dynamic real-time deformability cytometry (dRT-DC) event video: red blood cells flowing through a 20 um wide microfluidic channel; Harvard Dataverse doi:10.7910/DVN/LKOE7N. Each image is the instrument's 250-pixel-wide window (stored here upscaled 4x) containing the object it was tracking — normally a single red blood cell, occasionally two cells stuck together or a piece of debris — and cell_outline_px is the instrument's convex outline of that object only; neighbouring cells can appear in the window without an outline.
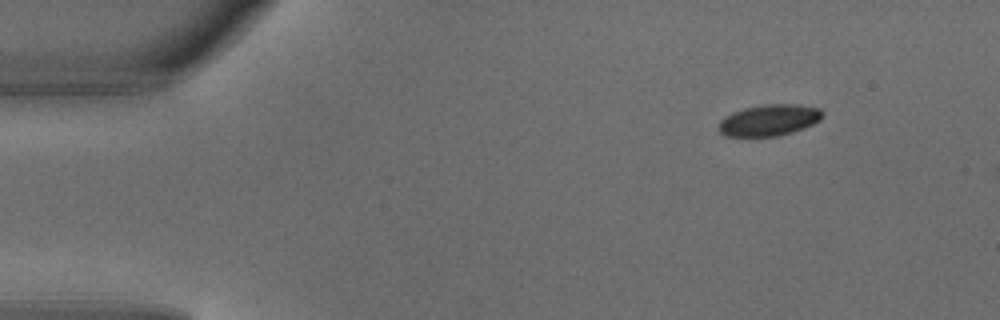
{"species": "common noctule bat (a hibernating species)", "species_latin": "Nyctalus noctula", "temperature_condition": "warm", "stored_images_in_passage": 4, "camera_frame_rate_fps": 3000, "um_per_image_px": 0.085, "animal": {"sex": "male", "body_mass_g": 18.8}, "frame": {"image": 1, "passage_image": 1, "time_ms": 0.0, "image_size_px": [1000, 320], "cell_outline_px": [[824, 116], [820, 120], [804, 128], [792, 132], [776, 136], [724, 136], [720, 132], [720, 120], [724, 116], [732, 112], [744, 108], [764, 104], [796, 104], [820, 108], [824, 112]], "centroid_in_image_um": [65.4, 10.2], "position_along_channel_um": 19.6, "area_um2": 19.02}}